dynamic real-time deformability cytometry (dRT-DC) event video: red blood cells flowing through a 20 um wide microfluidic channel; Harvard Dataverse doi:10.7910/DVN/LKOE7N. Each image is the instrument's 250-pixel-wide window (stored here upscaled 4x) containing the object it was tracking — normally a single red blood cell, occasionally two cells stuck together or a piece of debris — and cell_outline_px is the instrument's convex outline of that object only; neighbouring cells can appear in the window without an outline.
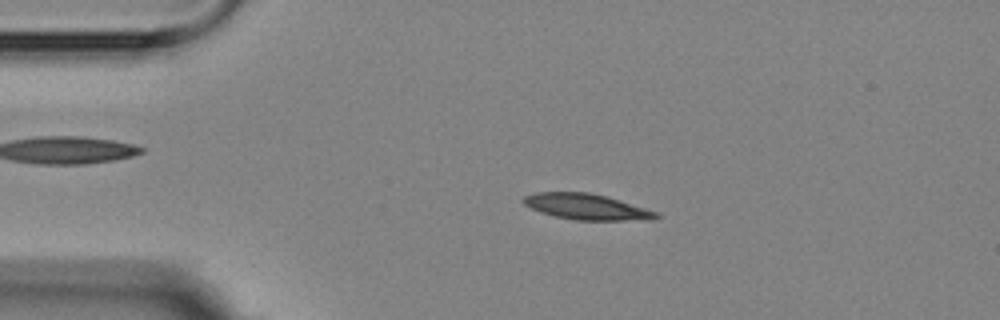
{"species": "Egyptian fruit bat (a non-hibernating species)", "species_latin": "Rousettus aegyptiacus", "temperature_condition": "room temperature", "stored_images_in_passage": 7, "camera_frame_rate_fps": 3000, "um_per_image_px": 0.085, "animal": {"sex": "female"}, "frame": {"image": 1, "passage_image": 2, "time_ms": 1.333, "image_size_px": [1000, 320], "cell_outline_px": [[660, 216], [652, 220], [576, 220], [556, 216], [540, 212], [524, 204], [520, 200], [524, 196], [536, 192], [588, 192], [604, 196], [644, 208], [656, 212]], "centroid_in_image_um": [49.81, 17.57], "position_along_channel_um": 35.2, "area_um2": 19.65}}
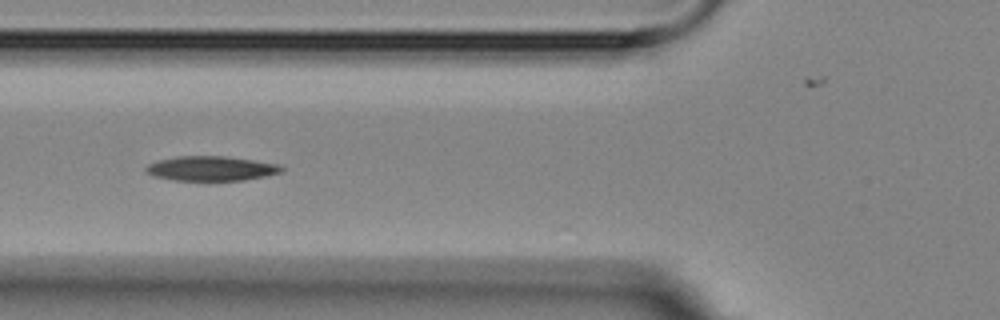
{"frame": {"image": 2, "passage_image": 4, "time_ms": 4.333, "image_size_px": [1000, 320], "cell_outline_px": [[284, 172], [244, 180], [172, 180], [152, 176], [144, 172], [144, 168], [148, 164], [156, 160], [176, 156], [224, 156], [252, 160], [276, 164], [284, 168]], "centroid_in_image_um": [17.87, 14.32], "position_along_channel_um": 107.9, "area_um2": 19.54}}
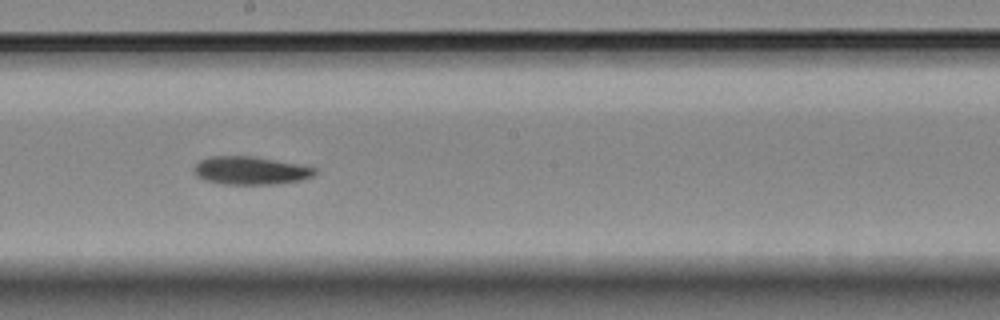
{"frame": {"image": 3, "passage_image": 7, "time_ms": 7.667, "image_size_px": [1000, 320], "cell_outline_px": [[320, 172], [312, 176], [300, 180], [276, 184], [224, 184], [204, 180], [196, 176], [192, 168], [200, 160], [212, 156], [252, 156], [296, 164], [316, 168]], "centroid_in_image_um": [21.27, 14.5], "position_along_channel_um": 226.9, "area_um2": 19.71}}